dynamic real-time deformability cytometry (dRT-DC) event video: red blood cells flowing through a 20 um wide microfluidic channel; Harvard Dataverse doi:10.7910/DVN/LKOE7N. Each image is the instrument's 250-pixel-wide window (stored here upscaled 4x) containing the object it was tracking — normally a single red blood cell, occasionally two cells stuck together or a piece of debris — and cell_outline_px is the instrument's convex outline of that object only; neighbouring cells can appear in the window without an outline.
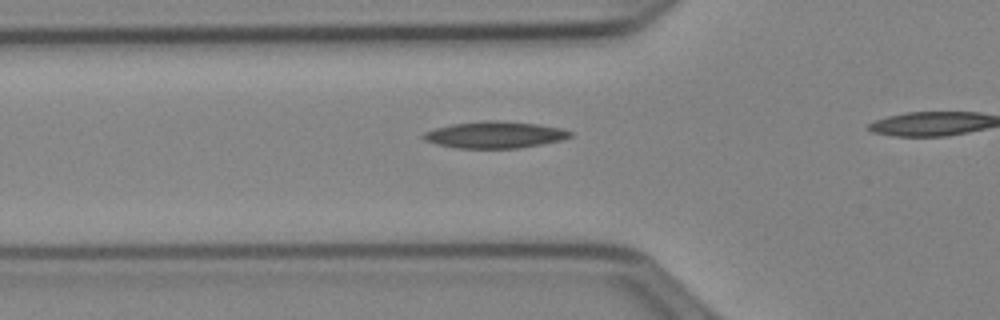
{"species": "Egyptian fruit bat (a non-hibernating species)", "species_latin": "Rousettus aegyptiacus", "temperature_condition": "cold", "stored_images_in_passage": 37, "camera_frame_rate_fps": 3000, "um_per_image_px": 0.085, "animal": {"sex": "female"}, "frame": {"image": 1, "passage_image": 13, "time_ms": 4.0, "image_size_px": [1000, 320], "cell_outline_px": [[572, 136], [560, 140], [520, 148], [456, 148], [436, 144], [424, 140], [420, 136], [424, 132], [436, 128], [452, 124], [484, 120], [500, 120], [536, 124], [564, 128], [572, 132]], "centroid_in_image_um": [42.04, 11.45], "position_along_channel_um": 83.8, "area_um2": 22.89}}
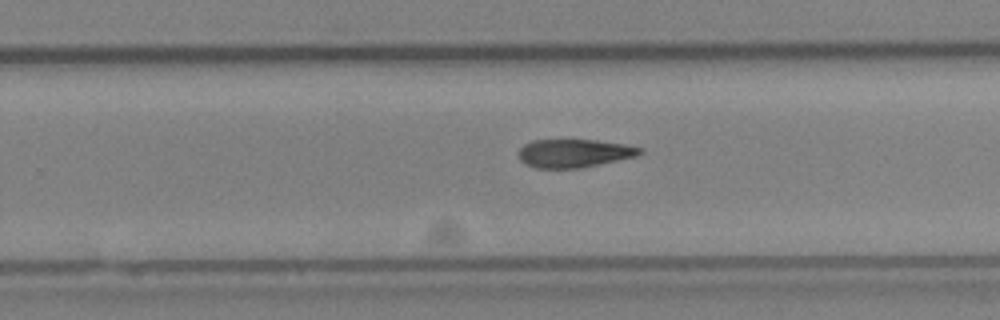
{"frame": {"image": 2, "passage_image": 28, "time_ms": 9.0, "image_size_px": [1000, 320], "cell_outline_px": [[644, 152], [636, 156], [580, 168], [536, 168], [520, 160], [520, 148], [524, 144], [532, 140], [596, 140], [624, 144], [644, 148]], "centroid_in_image_um": [48.83, 13.02], "position_along_channel_um": 281.0, "area_um2": 19.83}}
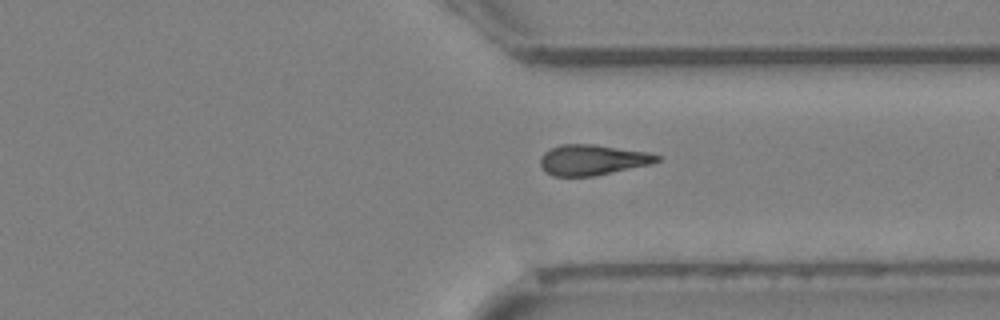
{"frame": {"image": 3, "passage_image": 34, "time_ms": 11.0, "image_size_px": [1000, 320], "cell_outline_px": [[660, 160], [648, 164], [592, 176], [552, 176], [544, 172], [540, 164], [540, 156], [544, 152], [560, 144], [592, 144], [648, 152], [660, 156]], "centroid_in_image_um": [50.29, 13.58], "position_along_channel_um": 361.1, "area_um2": 20.52}}